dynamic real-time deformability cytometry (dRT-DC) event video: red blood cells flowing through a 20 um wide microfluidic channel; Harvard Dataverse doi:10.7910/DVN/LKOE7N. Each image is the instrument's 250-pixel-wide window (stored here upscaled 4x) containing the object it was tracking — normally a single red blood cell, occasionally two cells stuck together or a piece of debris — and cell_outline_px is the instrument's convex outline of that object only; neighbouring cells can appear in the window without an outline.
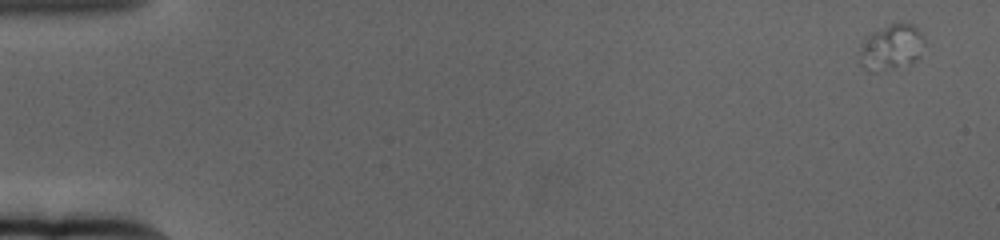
{"species": "human", "species_latin": "Homo sapiens", "temperature_condition": "cold", "stored_images_in_passage": 1, "camera_frame_rate_fps": 3000, "um_per_image_px": 0.085, "donor": {"sex": "female"}, "frame": {"image": 1, "passage_image": 1, "time_ms": 0.0, "image_size_px": [1000, 240], "cell_outline_px": [[924, 44], [920, 56], [912, 60], [892, 68], [876, 72], [868, 72], [860, 64], [860, 44], [864, 36], [872, 32], [892, 24], [912, 24], [920, 28], [924, 36]], "centroid_in_image_um": [75.73, 4.0], "position_along_channel_um": 9.3, "area_um2": 17.17}}